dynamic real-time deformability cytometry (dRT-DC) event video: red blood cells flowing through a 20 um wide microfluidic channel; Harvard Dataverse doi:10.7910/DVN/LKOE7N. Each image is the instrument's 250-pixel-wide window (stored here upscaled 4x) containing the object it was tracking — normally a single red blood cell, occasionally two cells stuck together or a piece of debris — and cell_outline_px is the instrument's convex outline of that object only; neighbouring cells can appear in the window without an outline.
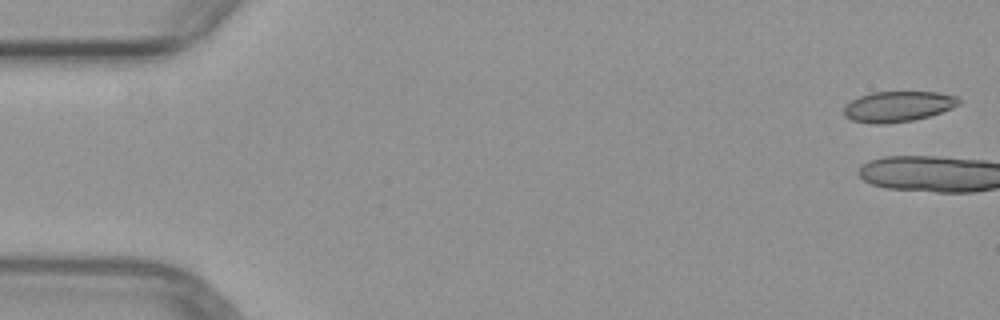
{"species": "common noctule bat (a hibernating species)", "species_latin": "Nyctalus noctula", "temperature_condition": "warm", "stored_images_in_passage": 7, "camera_frame_rate_fps": 3000, "um_per_image_px": 0.085, "animal": {"sex": "female", "body_mass_g": 29.2, "forearm_length_mm": 56.3}, "frame": {"image": 1, "passage_image": 1, "time_ms": 0.0, "image_size_px": [1000, 320], "cell_outline_px": [[960, 104], [952, 108], [928, 116], [912, 120], [884, 124], [876, 124], [852, 120], [844, 116], [844, 108], [852, 100], [860, 96], [872, 92], [936, 92], [956, 96], [960, 100]], "centroid_in_image_um": [76.33, 9.05], "position_along_channel_um": 8.7, "area_um2": 20.23}}
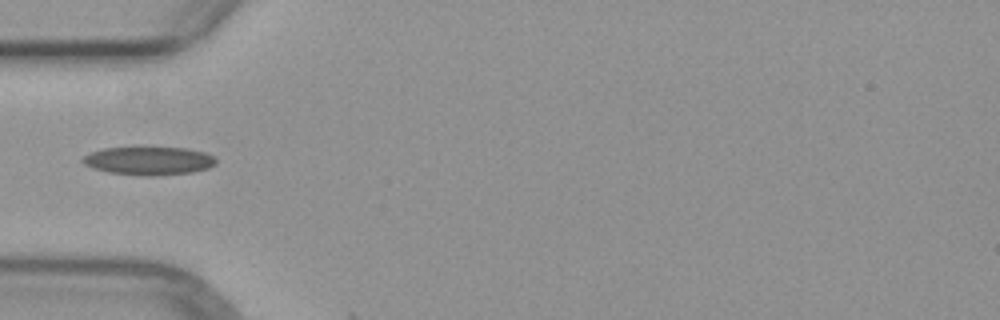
{"frame": {"image": 2, "passage_image": 6, "time_ms": 6.0, "image_size_px": [1000, 320], "cell_outline_px": [[216, 164], [208, 168], [192, 172], [156, 176], [140, 176], [108, 172], [92, 168], [84, 164], [80, 160], [84, 156], [92, 152], [104, 148], [136, 144], [140, 144], [188, 148], [204, 152], [212, 156], [216, 160]], "centroid_in_image_um": [12.62, 13.61], "position_along_channel_um": 72.4, "area_um2": 23.18}}
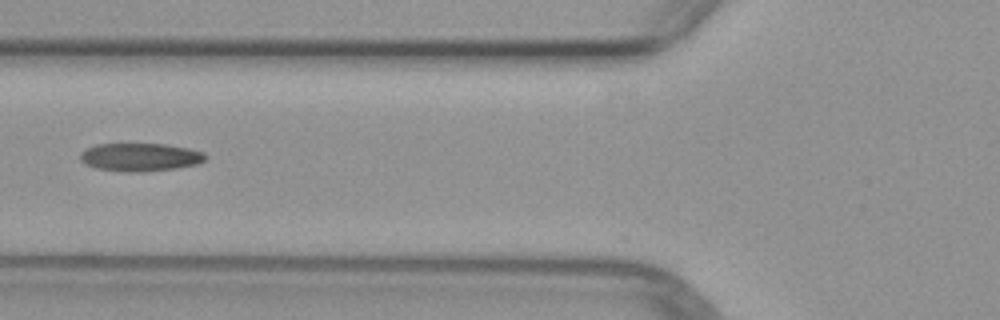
{"frame": {"image": 3, "passage_image": 7, "time_ms": 7.0, "image_size_px": [1000, 320], "cell_outline_px": [[208, 156], [204, 160], [196, 164], [176, 168], [144, 172], [124, 172], [96, 168], [84, 164], [80, 160], [80, 152], [96, 144], [164, 144], [188, 148], [204, 152]], "centroid_in_image_um": [11.9, 13.36], "position_along_channel_um": 113.9, "area_um2": 20.58}}